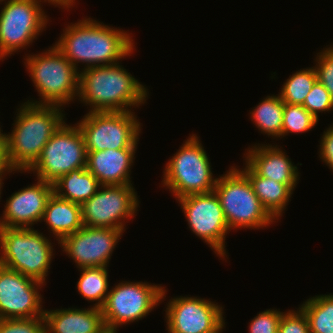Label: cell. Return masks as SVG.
I'll return each mask as SVG.
<instances>
[{"label": "cell", "mask_w": 333, "mask_h": 333, "mask_svg": "<svg viewBox=\"0 0 333 333\" xmlns=\"http://www.w3.org/2000/svg\"><path fill=\"white\" fill-rule=\"evenodd\" d=\"M303 106L319 120V113L333 110V99L322 83L316 81L308 93Z\"/></svg>", "instance_id": "29"}, {"label": "cell", "mask_w": 333, "mask_h": 333, "mask_svg": "<svg viewBox=\"0 0 333 333\" xmlns=\"http://www.w3.org/2000/svg\"><path fill=\"white\" fill-rule=\"evenodd\" d=\"M61 109L24 102L16 110L11 134L6 133L7 155L15 172L26 173L36 163L45 144L65 122L66 114Z\"/></svg>", "instance_id": "3"}, {"label": "cell", "mask_w": 333, "mask_h": 333, "mask_svg": "<svg viewBox=\"0 0 333 333\" xmlns=\"http://www.w3.org/2000/svg\"><path fill=\"white\" fill-rule=\"evenodd\" d=\"M306 315L310 333H333V294L310 297L299 307Z\"/></svg>", "instance_id": "26"}, {"label": "cell", "mask_w": 333, "mask_h": 333, "mask_svg": "<svg viewBox=\"0 0 333 333\" xmlns=\"http://www.w3.org/2000/svg\"><path fill=\"white\" fill-rule=\"evenodd\" d=\"M320 138L319 157L333 172V123Z\"/></svg>", "instance_id": "34"}, {"label": "cell", "mask_w": 333, "mask_h": 333, "mask_svg": "<svg viewBox=\"0 0 333 333\" xmlns=\"http://www.w3.org/2000/svg\"><path fill=\"white\" fill-rule=\"evenodd\" d=\"M52 244L34 228L0 227V265L46 284L54 257Z\"/></svg>", "instance_id": "5"}, {"label": "cell", "mask_w": 333, "mask_h": 333, "mask_svg": "<svg viewBox=\"0 0 333 333\" xmlns=\"http://www.w3.org/2000/svg\"><path fill=\"white\" fill-rule=\"evenodd\" d=\"M315 62L313 67L317 81L323 84L333 99V44L317 53Z\"/></svg>", "instance_id": "30"}, {"label": "cell", "mask_w": 333, "mask_h": 333, "mask_svg": "<svg viewBox=\"0 0 333 333\" xmlns=\"http://www.w3.org/2000/svg\"><path fill=\"white\" fill-rule=\"evenodd\" d=\"M133 111L86 113L77 122L86 151L137 148L142 124Z\"/></svg>", "instance_id": "11"}, {"label": "cell", "mask_w": 333, "mask_h": 333, "mask_svg": "<svg viewBox=\"0 0 333 333\" xmlns=\"http://www.w3.org/2000/svg\"><path fill=\"white\" fill-rule=\"evenodd\" d=\"M283 111L284 102L280 96L268 95L250 111V119L259 132L278 140L281 139Z\"/></svg>", "instance_id": "24"}, {"label": "cell", "mask_w": 333, "mask_h": 333, "mask_svg": "<svg viewBox=\"0 0 333 333\" xmlns=\"http://www.w3.org/2000/svg\"><path fill=\"white\" fill-rule=\"evenodd\" d=\"M118 329H114L112 327H107L105 326L104 328H102L98 333H117Z\"/></svg>", "instance_id": "37"}, {"label": "cell", "mask_w": 333, "mask_h": 333, "mask_svg": "<svg viewBox=\"0 0 333 333\" xmlns=\"http://www.w3.org/2000/svg\"><path fill=\"white\" fill-rule=\"evenodd\" d=\"M0 333H45L44 316L27 319H0Z\"/></svg>", "instance_id": "31"}, {"label": "cell", "mask_w": 333, "mask_h": 333, "mask_svg": "<svg viewBox=\"0 0 333 333\" xmlns=\"http://www.w3.org/2000/svg\"><path fill=\"white\" fill-rule=\"evenodd\" d=\"M86 159L85 140L79 126L64 122L45 144L38 160L27 173H36V178L53 184L73 170L86 168Z\"/></svg>", "instance_id": "10"}, {"label": "cell", "mask_w": 333, "mask_h": 333, "mask_svg": "<svg viewBox=\"0 0 333 333\" xmlns=\"http://www.w3.org/2000/svg\"><path fill=\"white\" fill-rule=\"evenodd\" d=\"M49 4L55 5V7H59L61 9H69L73 7V5H76V0H47Z\"/></svg>", "instance_id": "36"}, {"label": "cell", "mask_w": 333, "mask_h": 333, "mask_svg": "<svg viewBox=\"0 0 333 333\" xmlns=\"http://www.w3.org/2000/svg\"><path fill=\"white\" fill-rule=\"evenodd\" d=\"M120 62L79 71L78 101L88 112H127L144 105L149 92Z\"/></svg>", "instance_id": "2"}, {"label": "cell", "mask_w": 333, "mask_h": 333, "mask_svg": "<svg viewBox=\"0 0 333 333\" xmlns=\"http://www.w3.org/2000/svg\"><path fill=\"white\" fill-rule=\"evenodd\" d=\"M283 125L281 138L289 135L288 133H305L314 128L316 119L303 105H291L284 103Z\"/></svg>", "instance_id": "28"}, {"label": "cell", "mask_w": 333, "mask_h": 333, "mask_svg": "<svg viewBox=\"0 0 333 333\" xmlns=\"http://www.w3.org/2000/svg\"><path fill=\"white\" fill-rule=\"evenodd\" d=\"M124 231L115 228L85 227L67 235L58 244L77 268L108 267Z\"/></svg>", "instance_id": "16"}, {"label": "cell", "mask_w": 333, "mask_h": 333, "mask_svg": "<svg viewBox=\"0 0 333 333\" xmlns=\"http://www.w3.org/2000/svg\"><path fill=\"white\" fill-rule=\"evenodd\" d=\"M16 173L10 165L8 155H7V140L0 139V184L6 179V174ZM4 178V179H3Z\"/></svg>", "instance_id": "35"}, {"label": "cell", "mask_w": 333, "mask_h": 333, "mask_svg": "<svg viewBox=\"0 0 333 333\" xmlns=\"http://www.w3.org/2000/svg\"><path fill=\"white\" fill-rule=\"evenodd\" d=\"M24 57L27 72L40 97L39 101L27 102L64 107L78 99L79 71L55 44L42 53Z\"/></svg>", "instance_id": "4"}, {"label": "cell", "mask_w": 333, "mask_h": 333, "mask_svg": "<svg viewBox=\"0 0 333 333\" xmlns=\"http://www.w3.org/2000/svg\"><path fill=\"white\" fill-rule=\"evenodd\" d=\"M317 81L314 67L300 69L284 82L278 94L282 101L291 105H303L306 96Z\"/></svg>", "instance_id": "27"}, {"label": "cell", "mask_w": 333, "mask_h": 333, "mask_svg": "<svg viewBox=\"0 0 333 333\" xmlns=\"http://www.w3.org/2000/svg\"><path fill=\"white\" fill-rule=\"evenodd\" d=\"M207 154L199 137L192 134L166 162L161 182L176 200L191 194L214 191L217 177H213Z\"/></svg>", "instance_id": "6"}, {"label": "cell", "mask_w": 333, "mask_h": 333, "mask_svg": "<svg viewBox=\"0 0 333 333\" xmlns=\"http://www.w3.org/2000/svg\"><path fill=\"white\" fill-rule=\"evenodd\" d=\"M101 187L97 178L86 168L73 170L53 183V193L64 200L82 205Z\"/></svg>", "instance_id": "23"}, {"label": "cell", "mask_w": 333, "mask_h": 333, "mask_svg": "<svg viewBox=\"0 0 333 333\" xmlns=\"http://www.w3.org/2000/svg\"><path fill=\"white\" fill-rule=\"evenodd\" d=\"M80 278L77 281V291L95 308H102L109 293L108 268L107 267H86L78 269Z\"/></svg>", "instance_id": "25"}, {"label": "cell", "mask_w": 333, "mask_h": 333, "mask_svg": "<svg viewBox=\"0 0 333 333\" xmlns=\"http://www.w3.org/2000/svg\"><path fill=\"white\" fill-rule=\"evenodd\" d=\"M224 328H225V325L217 333H222Z\"/></svg>", "instance_id": "40"}, {"label": "cell", "mask_w": 333, "mask_h": 333, "mask_svg": "<svg viewBox=\"0 0 333 333\" xmlns=\"http://www.w3.org/2000/svg\"><path fill=\"white\" fill-rule=\"evenodd\" d=\"M176 201L181 205L190 230L222 260L227 257L225 240L230 229L216 193L191 194Z\"/></svg>", "instance_id": "13"}, {"label": "cell", "mask_w": 333, "mask_h": 333, "mask_svg": "<svg viewBox=\"0 0 333 333\" xmlns=\"http://www.w3.org/2000/svg\"><path fill=\"white\" fill-rule=\"evenodd\" d=\"M239 168L250 181L253 191L268 213L278 220L287 209L297 184H283L273 179L259 176L246 162ZM290 200V201H289Z\"/></svg>", "instance_id": "21"}, {"label": "cell", "mask_w": 333, "mask_h": 333, "mask_svg": "<svg viewBox=\"0 0 333 333\" xmlns=\"http://www.w3.org/2000/svg\"><path fill=\"white\" fill-rule=\"evenodd\" d=\"M125 30L92 18L67 24L55 46L78 70V63L89 67L116 64L135 50L133 37Z\"/></svg>", "instance_id": "1"}, {"label": "cell", "mask_w": 333, "mask_h": 333, "mask_svg": "<svg viewBox=\"0 0 333 333\" xmlns=\"http://www.w3.org/2000/svg\"><path fill=\"white\" fill-rule=\"evenodd\" d=\"M53 194V184L37 178V183L18 190L7 198L0 227L34 228L43 222V214L48 199Z\"/></svg>", "instance_id": "17"}, {"label": "cell", "mask_w": 333, "mask_h": 333, "mask_svg": "<svg viewBox=\"0 0 333 333\" xmlns=\"http://www.w3.org/2000/svg\"><path fill=\"white\" fill-rule=\"evenodd\" d=\"M137 148L87 151L86 169L101 185H126L131 182V168Z\"/></svg>", "instance_id": "19"}, {"label": "cell", "mask_w": 333, "mask_h": 333, "mask_svg": "<svg viewBox=\"0 0 333 333\" xmlns=\"http://www.w3.org/2000/svg\"><path fill=\"white\" fill-rule=\"evenodd\" d=\"M280 309H266L259 312L251 322H249V333H278L279 321L284 312Z\"/></svg>", "instance_id": "32"}, {"label": "cell", "mask_w": 333, "mask_h": 333, "mask_svg": "<svg viewBox=\"0 0 333 333\" xmlns=\"http://www.w3.org/2000/svg\"><path fill=\"white\" fill-rule=\"evenodd\" d=\"M3 184H4V182H2V183L0 184V199H1V194H2V192H1L2 189H1V188L3 187Z\"/></svg>", "instance_id": "39"}, {"label": "cell", "mask_w": 333, "mask_h": 333, "mask_svg": "<svg viewBox=\"0 0 333 333\" xmlns=\"http://www.w3.org/2000/svg\"><path fill=\"white\" fill-rule=\"evenodd\" d=\"M89 307L45 309V333H98L105 327L102 311Z\"/></svg>", "instance_id": "20"}, {"label": "cell", "mask_w": 333, "mask_h": 333, "mask_svg": "<svg viewBox=\"0 0 333 333\" xmlns=\"http://www.w3.org/2000/svg\"><path fill=\"white\" fill-rule=\"evenodd\" d=\"M253 145L246 149L243 158L259 176L283 184H298L300 174L298 167L281 149V146L269 143Z\"/></svg>", "instance_id": "18"}, {"label": "cell", "mask_w": 333, "mask_h": 333, "mask_svg": "<svg viewBox=\"0 0 333 333\" xmlns=\"http://www.w3.org/2000/svg\"><path fill=\"white\" fill-rule=\"evenodd\" d=\"M41 2L48 1H0L1 5L4 4L0 10V61L32 45L34 39L46 30L49 17Z\"/></svg>", "instance_id": "8"}, {"label": "cell", "mask_w": 333, "mask_h": 333, "mask_svg": "<svg viewBox=\"0 0 333 333\" xmlns=\"http://www.w3.org/2000/svg\"><path fill=\"white\" fill-rule=\"evenodd\" d=\"M165 311L168 333H217L226 323L223 306L186 295L169 299Z\"/></svg>", "instance_id": "14"}, {"label": "cell", "mask_w": 333, "mask_h": 333, "mask_svg": "<svg viewBox=\"0 0 333 333\" xmlns=\"http://www.w3.org/2000/svg\"><path fill=\"white\" fill-rule=\"evenodd\" d=\"M42 220L59 243L83 227L81 205L61 199L53 193L48 199Z\"/></svg>", "instance_id": "22"}, {"label": "cell", "mask_w": 333, "mask_h": 333, "mask_svg": "<svg viewBox=\"0 0 333 333\" xmlns=\"http://www.w3.org/2000/svg\"><path fill=\"white\" fill-rule=\"evenodd\" d=\"M226 172L217 177L214 192L220 200L230 231L243 227L258 230L276 222L263 207L239 167L231 166Z\"/></svg>", "instance_id": "7"}, {"label": "cell", "mask_w": 333, "mask_h": 333, "mask_svg": "<svg viewBox=\"0 0 333 333\" xmlns=\"http://www.w3.org/2000/svg\"><path fill=\"white\" fill-rule=\"evenodd\" d=\"M278 333H310L304 312L300 308L284 312L279 321Z\"/></svg>", "instance_id": "33"}, {"label": "cell", "mask_w": 333, "mask_h": 333, "mask_svg": "<svg viewBox=\"0 0 333 333\" xmlns=\"http://www.w3.org/2000/svg\"><path fill=\"white\" fill-rule=\"evenodd\" d=\"M3 130H1V127H0V139H6V133H2Z\"/></svg>", "instance_id": "38"}, {"label": "cell", "mask_w": 333, "mask_h": 333, "mask_svg": "<svg viewBox=\"0 0 333 333\" xmlns=\"http://www.w3.org/2000/svg\"><path fill=\"white\" fill-rule=\"evenodd\" d=\"M139 203L133 184L101 185L81 205L83 226L115 228L125 232V220L136 216Z\"/></svg>", "instance_id": "12"}, {"label": "cell", "mask_w": 333, "mask_h": 333, "mask_svg": "<svg viewBox=\"0 0 333 333\" xmlns=\"http://www.w3.org/2000/svg\"><path fill=\"white\" fill-rule=\"evenodd\" d=\"M43 282L0 265V319L44 316ZM40 293V294H39Z\"/></svg>", "instance_id": "15"}, {"label": "cell", "mask_w": 333, "mask_h": 333, "mask_svg": "<svg viewBox=\"0 0 333 333\" xmlns=\"http://www.w3.org/2000/svg\"><path fill=\"white\" fill-rule=\"evenodd\" d=\"M165 288L145 281L119 282L109 290L101 308L105 326L118 329L146 318L165 299Z\"/></svg>", "instance_id": "9"}]
</instances>
